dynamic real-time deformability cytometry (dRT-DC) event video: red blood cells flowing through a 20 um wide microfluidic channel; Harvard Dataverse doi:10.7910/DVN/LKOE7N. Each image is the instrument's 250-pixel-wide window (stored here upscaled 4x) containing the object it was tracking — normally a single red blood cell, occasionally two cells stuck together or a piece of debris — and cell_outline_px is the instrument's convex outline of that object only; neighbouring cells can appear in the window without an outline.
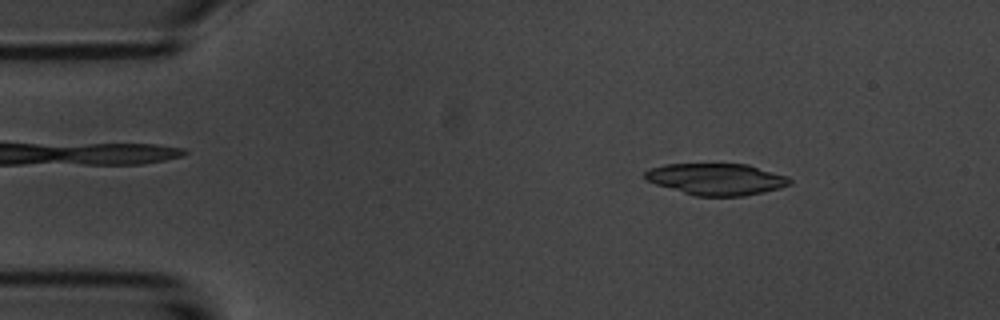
{"species": "common noctule bat (a hibernating species)", "species_latin": "Nyctalus noctula", "temperature_condition": "room temperature", "stored_images_in_passage": 4, "camera_frame_rate_fps": 3000, "um_per_image_px": 0.085, "animal": {"sex": "male", "body_mass_g": 20.1, "forearm_length_mm": 53.5}, "frame": {"image": 1, "passage_image": 2, "time_ms": 1.333, "image_size_px": [1000, 320], "cell_outline_px": [[792, 184], [780, 188], [764, 192], [744, 196], [696, 196], [656, 184], [644, 180], [644, 172], [648, 168], [664, 164], [748, 164], [788, 176], [792, 180]], "centroid_in_image_um": [60.9, 15.22], "position_along_channel_um": 24.1, "area_um2": 26.88}}